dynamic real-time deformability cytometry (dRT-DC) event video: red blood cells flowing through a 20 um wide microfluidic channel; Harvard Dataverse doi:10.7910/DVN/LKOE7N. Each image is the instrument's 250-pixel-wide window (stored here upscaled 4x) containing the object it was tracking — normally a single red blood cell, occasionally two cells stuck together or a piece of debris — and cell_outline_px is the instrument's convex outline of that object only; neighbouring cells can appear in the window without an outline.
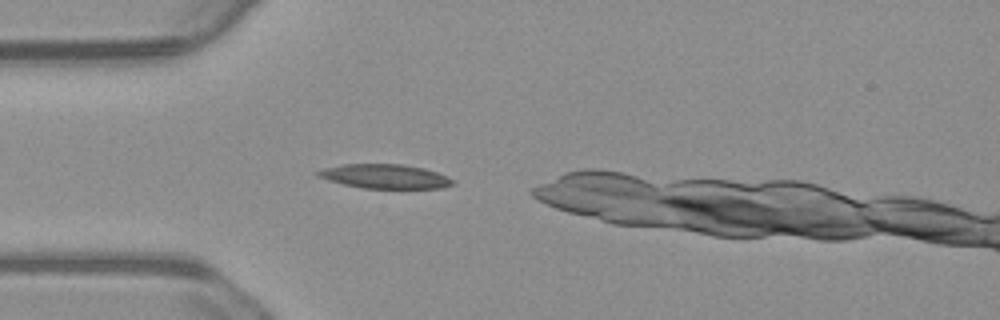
{"species": "common noctule bat (a hibernating species)", "species_latin": "Nyctalus noctula", "temperature_condition": "warm", "stored_images_in_passage": 34, "camera_frame_rate_fps": 3000, "um_per_image_px": 0.085, "animal": {"sex": "male", "body_mass_g": 23.1, "forearm_length_mm": 52.7}, "frame": {"image": 1, "passage_image": 3, "time_ms": 0.667, "image_size_px": [1000, 320], "cell_outline_px": [[456, 184], [440, 188], [364, 188], [344, 184], [328, 180], [320, 176], [316, 172], [324, 168], [344, 164], [400, 164], [424, 168], [436, 172], [452, 180]], "centroid_in_image_um": [32.73, 14.99], "position_along_channel_um": 52.3, "area_um2": 18.67}}
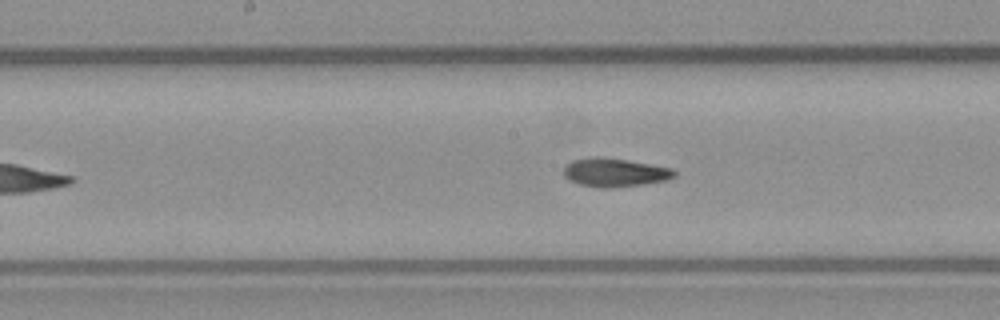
{"frame": {"image": 2, "passage_image": 15, "time_ms": 4.667, "image_size_px": [1000, 320], "cell_outline_px": [[676, 176], [664, 180], [644, 184], [608, 188], [604, 188], [580, 184], [568, 180], [564, 176], [564, 164], [572, 160], [592, 156], [600, 156], [672, 168], [676, 172]], "centroid_in_image_um": [52.2, 14.65], "position_along_channel_um": 196.0, "area_um2": 18.32}}
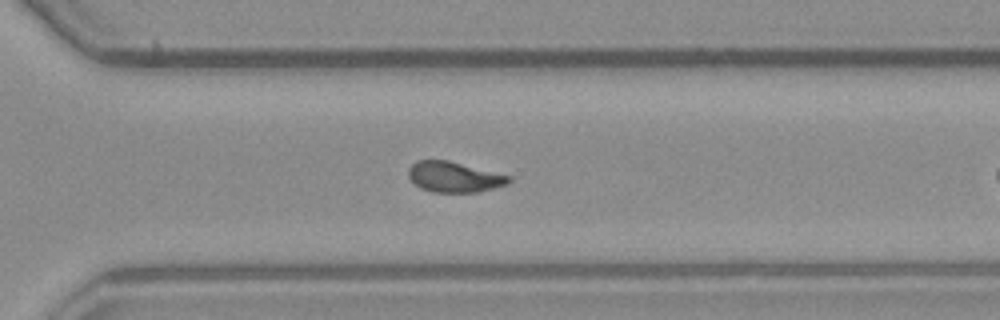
{"frame": {"image": 3, "passage_image": 26, "time_ms": 8.333, "image_size_px": [1000, 320], "cell_outline_px": [[512, 180], [508, 184], [476, 192], [432, 192], [420, 188], [408, 176], [408, 168], [416, 160], [448, 160], [512, 176]], "centroid_in_image_um": [38.61, 15.03], "position_along_channel_um": 332.0, "area_um2": 17.86}, "authors_computed_cell_mechanics": {"area_um2": 17.9758, "velocity_mm_per_s": 3.7312, "shape_relaxation_time_tau1_ms": 8.2627, "shape_relaxation_time_tau2_ms": 3.2256, "deformation_change_tau1": 0.2318, "deformation_change_tau2": 0.0711}}